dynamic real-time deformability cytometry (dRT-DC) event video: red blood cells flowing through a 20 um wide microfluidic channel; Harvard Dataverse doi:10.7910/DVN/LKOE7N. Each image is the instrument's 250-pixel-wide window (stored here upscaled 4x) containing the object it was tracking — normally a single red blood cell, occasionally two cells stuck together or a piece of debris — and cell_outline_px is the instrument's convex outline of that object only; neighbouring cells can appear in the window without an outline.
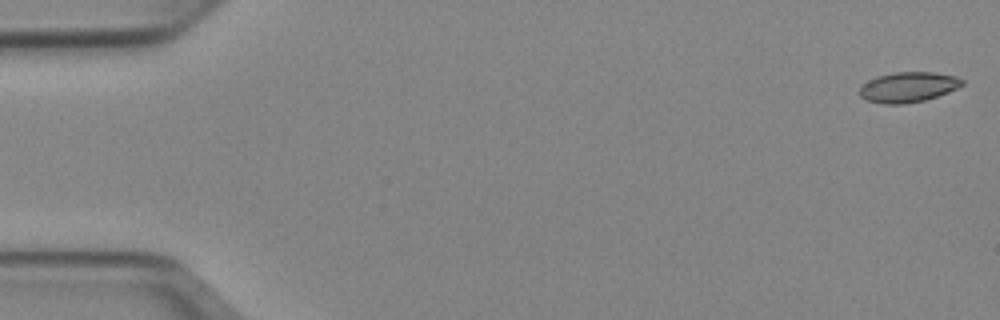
{"species": "Egyptian fruit bat (a non-hibernating species)", "species_latin": "Rousettus aegyptiacus", "temperature_condition": "cold", "stored_images_in_passage": 51, "camera_frame_rate_fps": 3000, "um_per_image_px": 0.085, "animal": {"sex": "female"}, "frame": {"image": 1, "passage_image": 1, "time_ms": 0.0, "image_size_px": [1000, 320], "cell_outline_px": [[964, 84], [948, 92], [924, 100], [904, 104], [884, 104], [868, 100], [860, 96], [860, 84], [876, 76], [896, 72], [936, 72], [956, 76], [964, 80]], "centroid_in_image_um": [77.18, 7.39], "position_along_channel_um": 7.8, "area_um2": 18.09}}
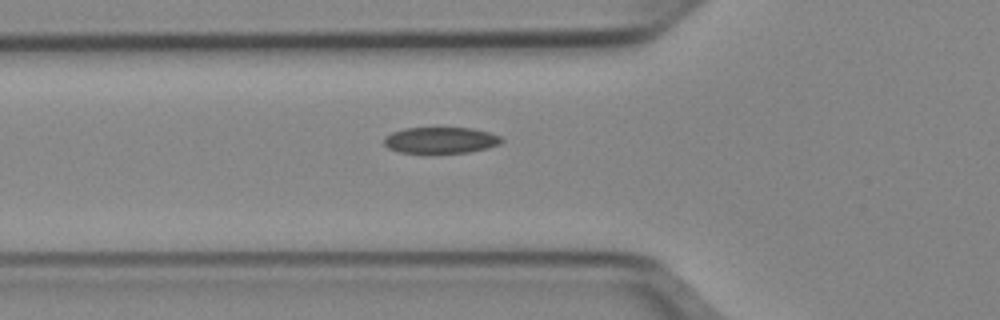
{"frame": {"image": 2, "passage_image": 18, "time_ms": 5.667, "image_size_px": [1000, 320], "cell_outline_px": [[504, 140], [500, 144], [488, 148], [468, 152], [400, 152], [388, 148], [384, 144], [384, 136], [392, 132], [404, 128], [472, 128], [488, 132], [500, 136]], "centroid_in_image_um": [37.46, 11.9], "position_along_channel_um": 88.3, "area_um2": 17.8}}
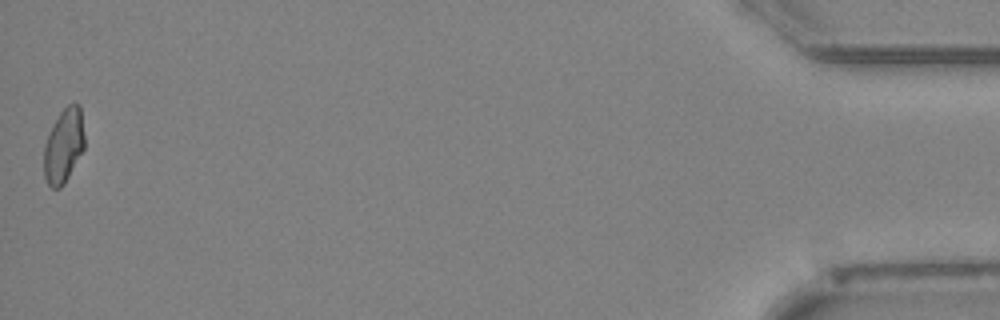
{"frame": {"image": 3, "passage_image": 51, "time_ms": 16.667, "image_size_px": [1000, 320], "cell_outline_px": [[84, 148], [64, 184], [60, 188], [52, 188], [48, 184], [44, 176], [44, 144], [52, 124], [60, 112], [68, 104], [80, 104], [84, 136]], "centroid_in_image_um": [5.4, 12.38], "position_along_channel_um": 429.8, "area_um2": 17.51}, "authors_computed_cell_mechanics": {"area_um2": 18.0914, "velocity_mm_per_s": 3.9533, "shape_relaxation_time_tau1_ms": 8.9374, "shape_relaxation_time_tau2_ms": 2.0914, "deformation_change_tau1": 0.1893, "deformation_change_tau2": 0.0678}}